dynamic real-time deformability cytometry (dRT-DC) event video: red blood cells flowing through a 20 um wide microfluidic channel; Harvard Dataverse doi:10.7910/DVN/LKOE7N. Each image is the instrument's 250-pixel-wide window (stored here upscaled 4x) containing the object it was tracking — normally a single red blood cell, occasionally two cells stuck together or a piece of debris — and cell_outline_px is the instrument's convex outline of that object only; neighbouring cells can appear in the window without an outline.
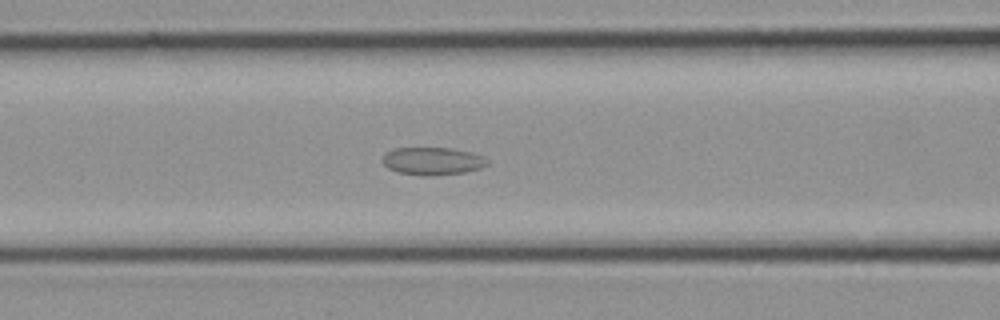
{"species": "common noctule bat (a hibernating species)", "species_latin": "Nyctalus noctula", "temperature_condition": "cold", "stored_images_in_passage": 19, "camera_frame_rate_fps": 3000, "um_per_image_px": 0.085, "animal": {"sex": "female", "body_mass_g": 21.9}, "frame": {"image": 1, "passage_image": 10, "time_ms": 3.0, "image_size_px": [1000, 320], "cell_outline_px": [[488, 164], [480, 168], [464, 172], [428, 176], [424, 176], [396, 172], [388, 168], [380, 160], [384, 152], [392, 148], [452, 148], [472, 152], [484, 156], [488, 160]], "centroid_in_image_um": [36.72, 13.68], "position_along_channel_um": 129.9, "area_um2": 17.17}}
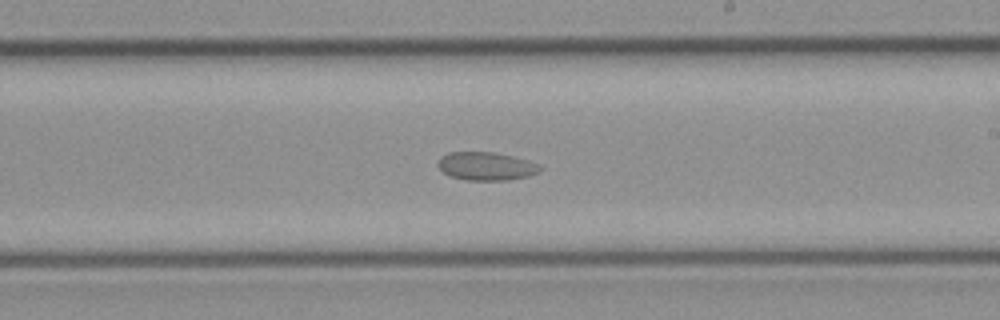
{"frame": {"image": 2, "passage_image": 15, "time_ms": 4.667, "image_size_px": [1000, 320], "cell_outline_px": [[544, 168], [540, 172], [528, 176], [508, 180], [464, 180], [448, 176], [436, 164], [440, 156], [448, 152], [496, 152], [528, 160], [540, 164]], "centroid_in_image_um": [41.33, 14.12], "position_along_channel_um": 247.7, "area_um2": 17.11}}
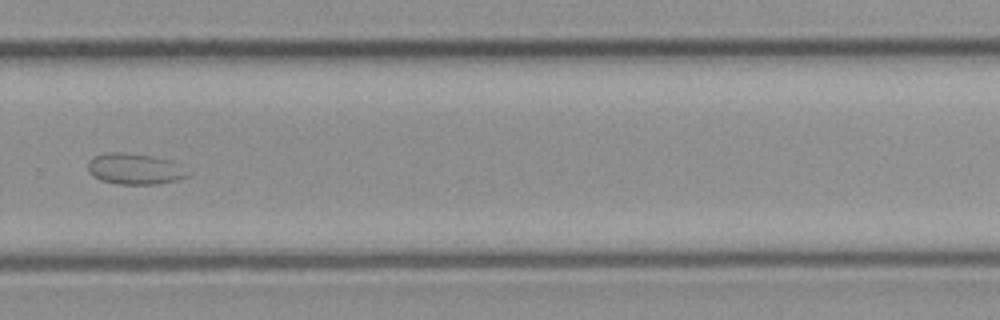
{"frame": {"image": 3, "passage_image": 18, "time_ms": 5.667, "image_size_px": [1000, 320], "cell_outline_px": [[192, 172], [188, 176], [176, 180], [160, 184], [116, 184], [100, 180], [92, 176], [88, 172], [88, 160], [92, 156], [104, 152], [124, 152], [152, 156], [172, 160], [180, 164]], "centroid_in_image_um": [11.46, 14.35], "position_along_channel_um": 318.3, "area_um2": 18.55}}